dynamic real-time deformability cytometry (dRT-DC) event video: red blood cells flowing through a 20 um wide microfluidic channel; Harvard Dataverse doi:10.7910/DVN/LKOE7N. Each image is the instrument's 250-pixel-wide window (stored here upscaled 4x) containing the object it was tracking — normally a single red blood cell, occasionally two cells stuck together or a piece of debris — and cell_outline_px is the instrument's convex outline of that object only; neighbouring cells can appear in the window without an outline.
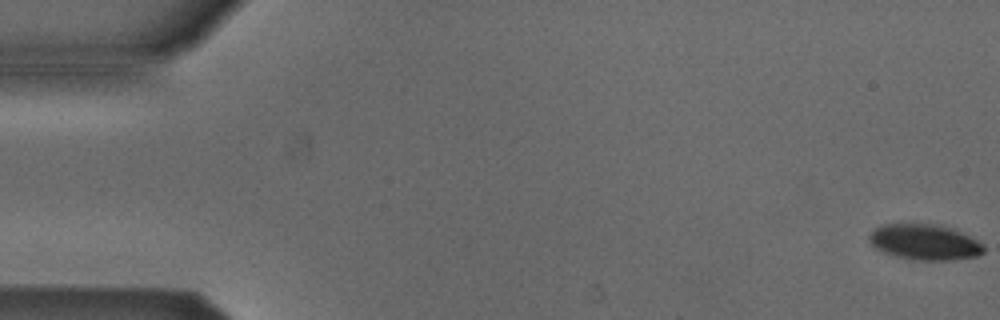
{"species": "Egyptian fruit bat (a non-hibernating species)", "species_latin": "Rousettus aegyptiacus", "temperature_condition": "cold", "stored_images_in_passage": 54, "camera_frame_rate_fps": 3000, "um_per_image_px": 0.085, "animal": {"sex": "male"}, "frame": {"image": 1, "passage_image": 1, "time_ms": 0.0, "image_size_px": [1000, 320], "cell_outline_px": [[984, 252], [976, 256], [952, 260], [912, 260], [896, 256], [884, 252], [876, 248], [868, 240], [868, 236], [876, 228], [884, 224], [932, 224], [948, 228], [960, 232], [984, 244]], "centroid_in_image_um": [78.58, 20.59], "position_along_channel_um": 6.4, "area_um2": 23.47}}
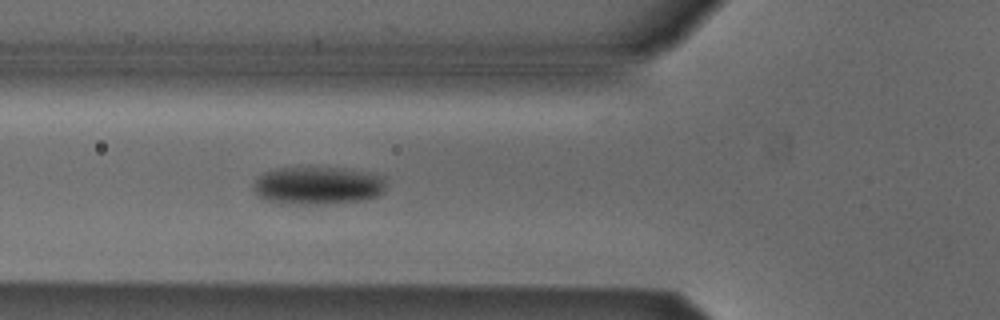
{"frame": {"image": 2, "passage_image": 20, "time_ms": 6.333, "image_size_px": [1000, 320], "cell_outline_px": [[384, 192], [376, 196], [364, 200], [324, 204], [276, 204], [264, 200], [252, 188], [252, 184], [264, 172], [276, 168], [340, 168], [364, 172], [384, 176]], "centroid_in_image_um": [26.97, 15.79], "position_along_channel_um": 98.8, "area_um2": 29.36}}
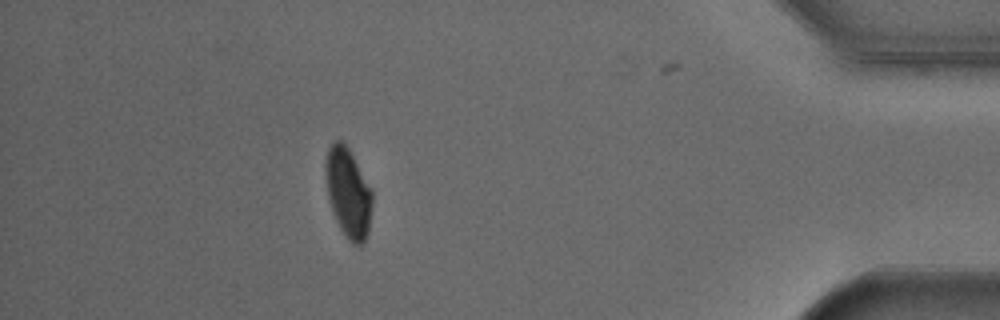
{"frame": {"image": 3, "passage_image": 48, "time_ms": 15.667, "image_size_px": [1000, 320], "cell_outline_px": [[372, 208], [368, 232], [364, 244], [360, 248], [352, 244], [348, 240], [340, 228], [332, 212], [328, 200], [324, 172], [324, 164], [328, 148], [336, 140], [340, 140], [348, 148], [372, 192]], "centroid_in_image_um": [29.57, 16.45], "position_along_channel_um": 405.6, "area_um2": 24.45}, "authors_computed_cell_mechanics": {"area_um2": 26.2701, "velocity_mm_per_s": 3.8438, "shape_relaxation_time_tau1_ms": 11.064, "shape_relaxation_time_tau2_ms": null, "deformation_change_tau1": 0.2035, "deformation_change_tau2": null}}